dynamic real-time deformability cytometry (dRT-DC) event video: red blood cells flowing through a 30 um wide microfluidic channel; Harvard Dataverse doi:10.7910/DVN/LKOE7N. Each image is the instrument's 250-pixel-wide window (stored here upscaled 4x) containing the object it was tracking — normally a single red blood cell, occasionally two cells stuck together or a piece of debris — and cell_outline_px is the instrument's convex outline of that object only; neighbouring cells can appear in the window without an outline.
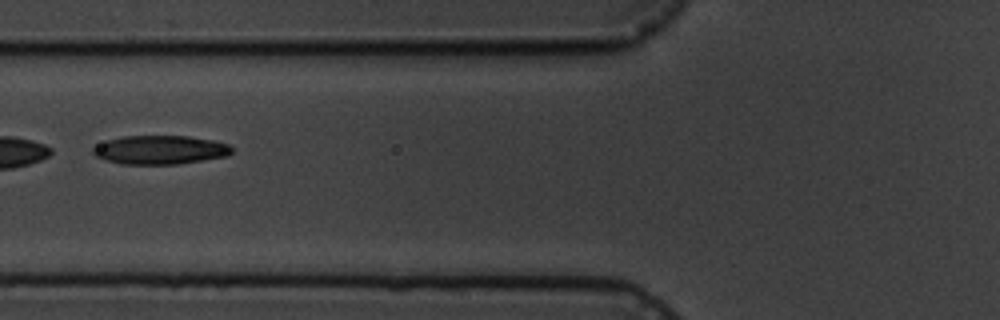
{"species": "common noctule bat (a hibernating species)", "species_latin": "Nyctalus noctula", "temperature_condition": "cold", "stored_images_in_passage": 9, "camera_frame_rate_fps": 3000, "um_per_image_px": 0.085, "animal": {"sex": "male", "body_mass_g": 19.5, "forearm_length_mm": 54.6}, "frame": {"image": 1, "passage_image": 2, "time_ms": 1.333, "image_size_px": [1000, 320], "cell_outline_px": [[232, 152], [228, 156], [180, 164], [120, 164], [96, 156], [92, 152], [92, 148], [108, 140], [124, 136], [188, 136], [212, 140], [228, 144], [232, 148]], "centroid_in_image_um": [13.64, 12.74], "position_along_channel_um": 112.2, "area_um2": 23.18}}